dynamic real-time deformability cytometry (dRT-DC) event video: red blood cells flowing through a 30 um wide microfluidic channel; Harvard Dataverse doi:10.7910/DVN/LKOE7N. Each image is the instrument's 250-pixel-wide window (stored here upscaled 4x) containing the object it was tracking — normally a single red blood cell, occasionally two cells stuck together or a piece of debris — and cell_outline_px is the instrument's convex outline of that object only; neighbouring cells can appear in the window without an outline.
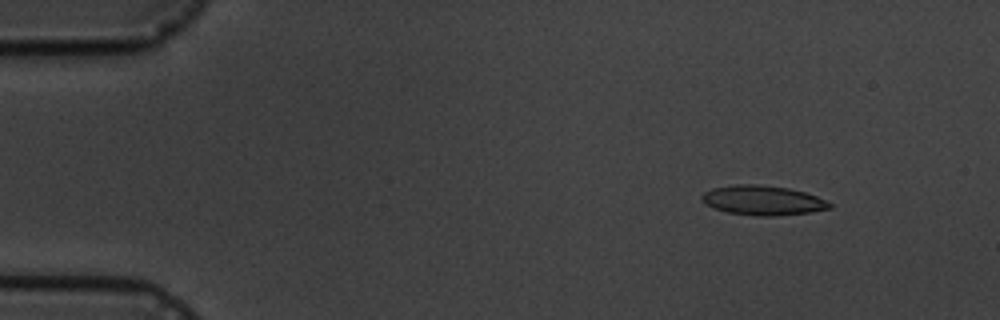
{"species": "common noctule bat (a hibernating species)", "species_latin": "Nyctalus noctula", "temperature_condition": "cold", "stored_images_in_passage": 5, "camera_frame_rate_fps": 3000, "um_per_image_px": 0.085, "animal": {"sex": "male", "body_mass_g": 19.5, "forearm_length_mm": 54.6}, "frame": {"image": 1, "passage_image": 2, "time_ms": 1.333, "image_size_px": [1000, 320], "cell_outline_px": [[832, 208], [812, 212], [776, 216], [760, 216], [728, 212], [712, 208], [704, 204], [700, 196], [704, 192], [712, 188], [736, 184], [756, 184], [788, 188], [804, 192], [816, 196], [832, 204]], "centroid_in_image_um": [64.81, 17.03], "position_along_channel_um": 20.2, "area_um2": 22.08}}
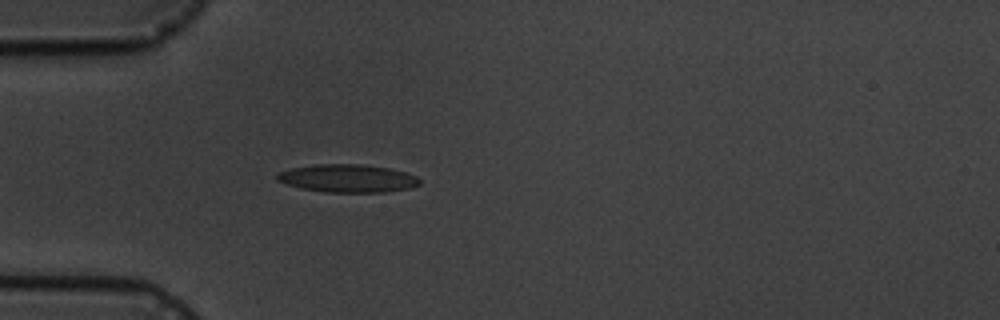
{"frame": {"image": 2, "passage_image": 5, "time_ms": 4.667, "image_size_px": [1000, 320], "cell_outline_px": [[420, 184], [408, 188], [384, 192], [324, 192], [300, 188], [276, 180], [276, 176], [280, 172], [292, 168], [316, 164], [360, 164], [388, 168], [404, 172], [416, 176], [420, 180]], "centroid_in_image_um": [29.54, 15.16], "position_along_channel_um": 55.5, "area_um2": 23.0}}